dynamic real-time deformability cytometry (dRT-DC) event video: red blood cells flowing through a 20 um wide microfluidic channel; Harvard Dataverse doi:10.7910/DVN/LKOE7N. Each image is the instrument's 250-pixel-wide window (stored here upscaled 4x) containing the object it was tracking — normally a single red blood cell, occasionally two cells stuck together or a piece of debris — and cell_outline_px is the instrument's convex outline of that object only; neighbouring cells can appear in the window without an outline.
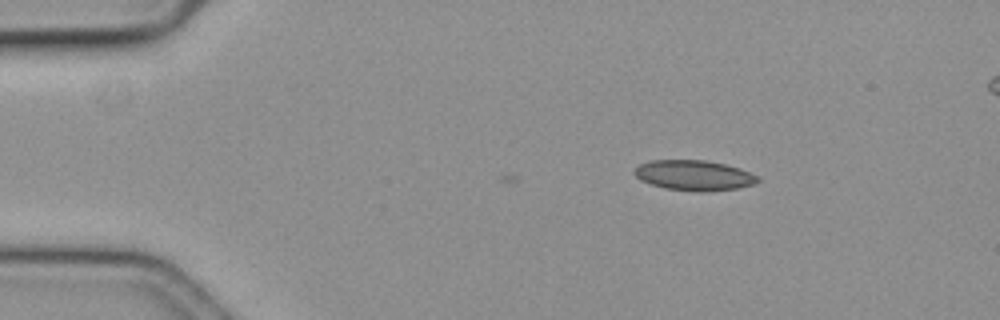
{"species": "common noctule bat (a hibernating species)", "species_latin": "Nyctalus noctula", "temperature_condition": "cold", "stored_images_in_passage": 4, "camera_frame_rate_fps": 3000, "um_per_image_px": 0.085, "animal": {"sex": "female", "body_mass_g": 19.3, "forearm_length_mm": 54.1}, "frame": {"image": 1, "passage_image": 4, "time_ms": 1.0, "image_size_px": [1000, 320], "cell_outline_px": [[760, 180], [756, 184], [736, 188], [704, 192], [664, 188], [640, 180], [632, 172], [640, 164], [652, 160], [704, 160], [724, 164], [748, 172], [756, 176]], "centroid_in_image_um": [58.96, 14.91], "position_along_channel_um": 26.0, "area_um2": 21.44}}